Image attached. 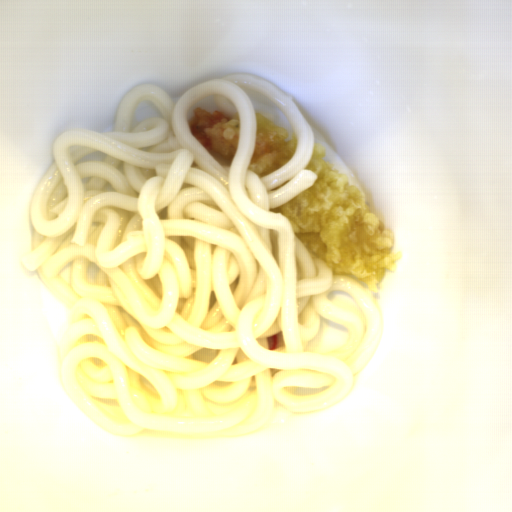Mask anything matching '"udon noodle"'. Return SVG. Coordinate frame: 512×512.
Wrapping results in <instances>:
<instances>
[{
    "instance_id": "udon-noodle-1",
    "label": "udon noodle",
    "mask_w": 512,
    "mask_h": 512,
    "mask_svg": "<svg viewBox=\"0 0 512 512\" xmlns=\"http://www.w3.org/2000/svg\"><path fill=\"white\" fill-rule=\"evenodd\" d=\"M163 118L131 129L141 101ZM234 112L239 143L220 165L192 136L194 107ZM293 130L294 155L248 170L256 111ZM312 124L260 75L232 72L174 102L156 84L123 93L114 130L62 131L29 201L31 251L20 260L68 309L57 378L102 431L128 440L204 441L265 431L275 412L340 404L376 352V295L314 258L272 213L314 185ZM351 294L364 318L327 297ZM328 318L349 332L326 352L309 342ZM283 331L285 345L266 338Z\"/></svg>"
}]
</instances>
